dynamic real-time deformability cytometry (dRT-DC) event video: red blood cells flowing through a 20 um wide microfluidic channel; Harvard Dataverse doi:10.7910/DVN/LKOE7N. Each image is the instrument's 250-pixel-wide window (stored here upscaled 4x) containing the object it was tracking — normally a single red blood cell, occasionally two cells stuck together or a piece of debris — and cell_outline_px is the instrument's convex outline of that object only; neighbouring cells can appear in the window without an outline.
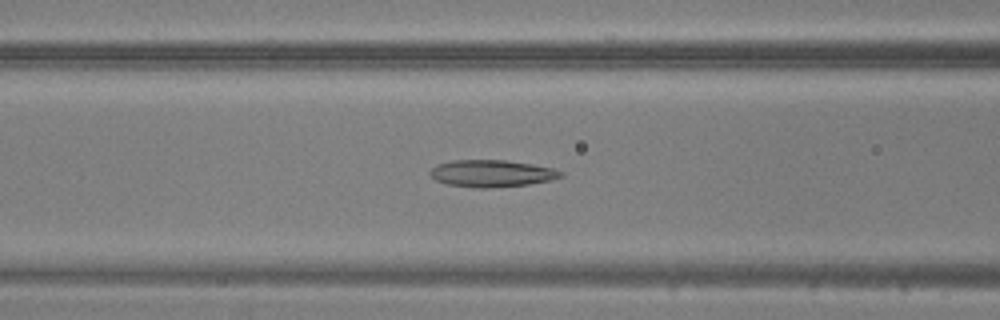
{"species": "common noctule bat (a hibernating species)", "species_latin": "Nyctalus noctula", "temperature_condition": "warm", "stored_images_in_passage": 48, "camera_frame_rate_fps": 3000, "um_per_image_px": 0.085, "animal": {"sex": "male", "body_mass_g": 20.5, "forearm_length_mm": 52.5}, "frame": {"image": 1, "passage_image": 19, "time_ms": 6.0, "image_size_px": [1000, 320], "cell_outline_px": [[564, 176], [552, 180], [528, 184], [488, 188], [476, 188], [448, 184], [436, 180], [428, 172], [436, 164], [452, 160], [504, 160], [532, 164], [552, 168], [564, 172]], "centroid_in_image_um": [41.8, 14.74], "position_along_channel_um": 124.8, "area_um2": 20.58}}
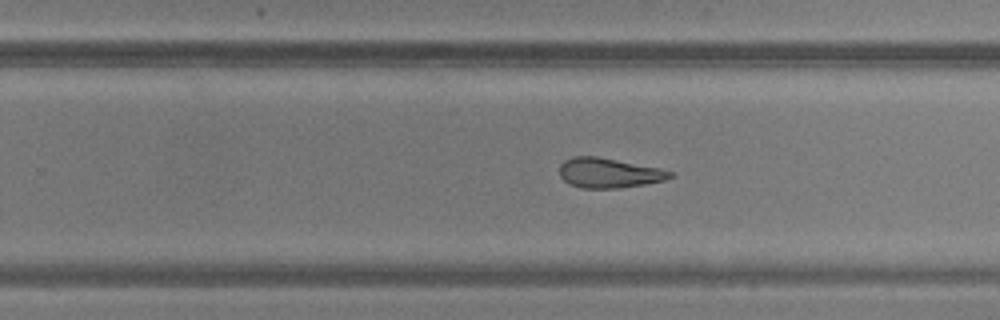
{"frame": {"image": 2, "passage_image": 30, "time_ms": 9.667, "image_size_px": [1000, 320], "cell_outline_px": [[676, 176], [664, 180], [644, 184], [616, 188], [584, 188], [568, 184], [560, 176], [560, 164], [564, 160], [572, 156], [596, 156], [660, 168], [672, 172]], "centroid_in_image_um": [51.74, 14.69], "position_along_channel_um": 278.1, "area_um2": 19.19}}
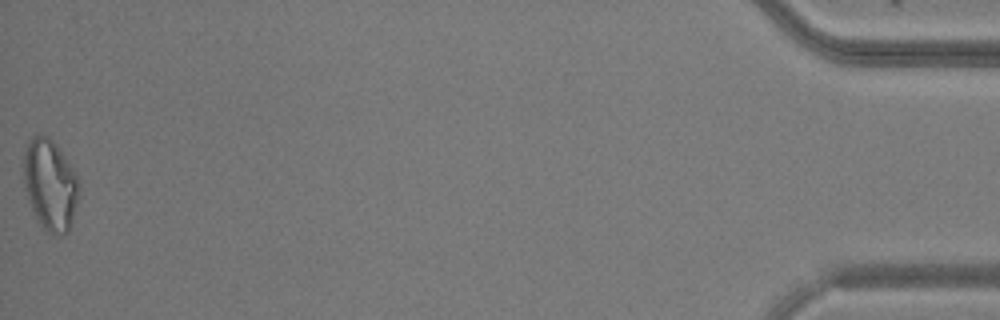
{"frame": {"image": 3, "passage_image": 48, "time_ms": 15.667, "image_size_px": [1000, 320], "cell_outline_px": [[80, 192], [68, 232], [60, 236], [56, 236], [48, 232], [36, 220], [28, 200], [24, 184], [24, 152], [32, 136], [48, 136], [56, 144], [72, 168], [80, 184]], "centroid_in_image_um": [4.27, 15.74], "position_along_channel_um": 430.9, "area_um2": 29.19}}